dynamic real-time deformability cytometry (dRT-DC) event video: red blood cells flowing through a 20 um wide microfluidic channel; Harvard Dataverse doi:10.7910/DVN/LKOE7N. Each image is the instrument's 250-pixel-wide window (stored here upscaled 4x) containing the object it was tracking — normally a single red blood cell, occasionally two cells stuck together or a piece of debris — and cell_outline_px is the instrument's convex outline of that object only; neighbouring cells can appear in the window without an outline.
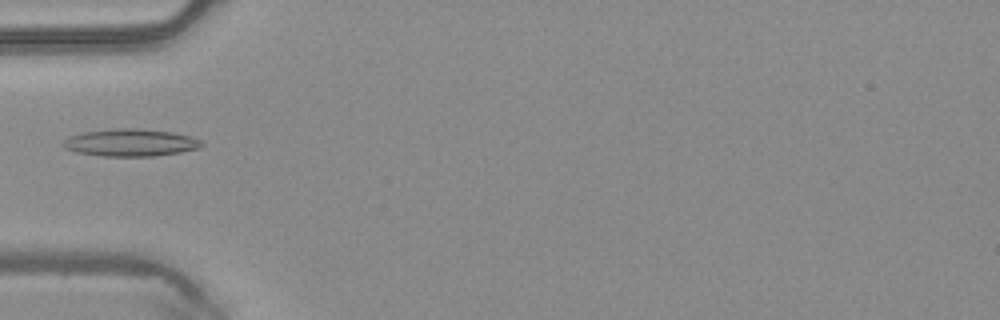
{"species": "common noctule bat (a hibernating species)", "species_latin": "Nyctalus noctula", "temperature_condition": "warm", "stored_images_in_passage": 4, "camera_frame_rate_fps": 3000, "um_per_image_px": 0.085, "animal": {"sex": "male", "body_mass_g": 20.4}, "frame": {"image": 1, "passage_image": 4, "time_ms": 1.0, "image_size_px": [1000, 320], "cell_outline_px": [[204, 144], [200, 148], [180, 152], [156, 156], [100, 156], [76, 152], [64, 148], [60, 144], [68, 136], [84, 132], [120, 128], [136, 128], [172, 132], [188, 136], [200, 140]], "centroid_in_image_um": [11.06, 12.13], "position_along_channel_um": 73.9, "area_um2": 22.08}}